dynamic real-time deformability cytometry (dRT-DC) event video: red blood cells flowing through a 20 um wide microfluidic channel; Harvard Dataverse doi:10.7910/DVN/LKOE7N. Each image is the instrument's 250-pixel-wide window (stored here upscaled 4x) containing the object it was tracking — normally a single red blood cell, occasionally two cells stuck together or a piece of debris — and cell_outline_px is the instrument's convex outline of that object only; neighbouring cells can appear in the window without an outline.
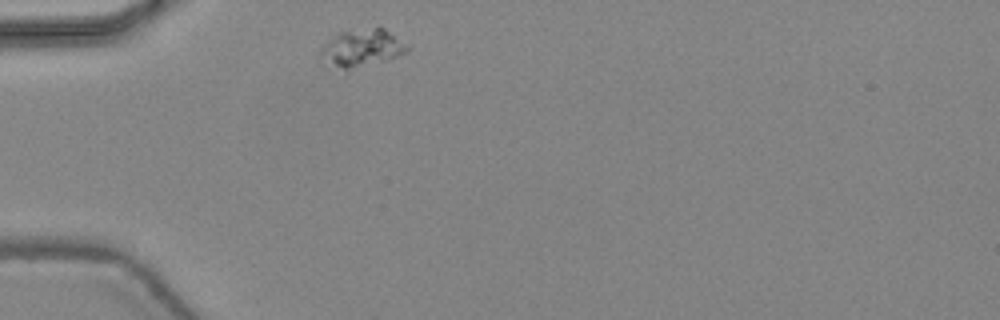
{"species": "common noctule bat (a hibernating species)", "species_latin": "Nyctalus noctula", "temperature_condition": "warm", "stored_images_in_passage": 3, "camera_frame_rate_fps": 3000, "um_per_image_px": 0.085, "animal": {"sex": "female", "body_mass_g": 24.6, "forearm_length_mm": 56.2}, "frame": {"image": 1, "passage_image": 1, "time_ms": 0.0, "image_size_px": [1000, 320], "cell_outline_px": [[412, 48], [408, 52], [344, 76], [320, 64], [320, 48], [324, 44], [340, 32], [376, 28], [384, 28], [408, 44]], "centroid_in_image_um": [30.67, 4.24], "position_along_channel_um": 54.3, "area_um2": 20.46}}